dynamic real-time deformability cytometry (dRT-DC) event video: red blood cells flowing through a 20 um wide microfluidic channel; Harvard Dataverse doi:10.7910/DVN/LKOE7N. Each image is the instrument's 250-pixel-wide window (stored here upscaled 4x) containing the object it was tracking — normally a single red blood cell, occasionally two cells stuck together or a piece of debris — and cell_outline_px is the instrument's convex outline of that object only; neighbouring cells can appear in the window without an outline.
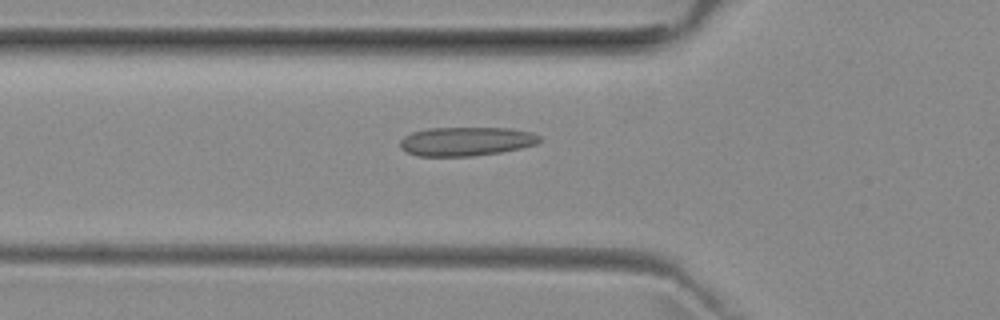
{"species": "common noctule bat (a hibernating species)", "species_latin": "Nyctalus noctula", "temperature_condition": "room temperature", "stored_images_in_passage": 51, "camera_frame_rate_fps": 3000, "um_per_image_px": 0.085, "animal": {"sex": "female", "body_mass_g": 29.2, "forearm_length_mm": 56.3}, "frame": {"image": 1, "passage_image": 17, "time_ms": 5.333, "image_size_px": [1000, 320], "cell_outline_px": [[540, 140], [536, 144], [520, 148], [500, 152], [472, 156], [416, 156], [400, 148], [400, 140], [404, 136], [412, 132], [428, 128], [508, 128], [532, 132], [540, 136]], "centroid_in_image_um": [39.6, 12.01], "position_along_channel_um": 86.2, "area_um2": 23.47}}
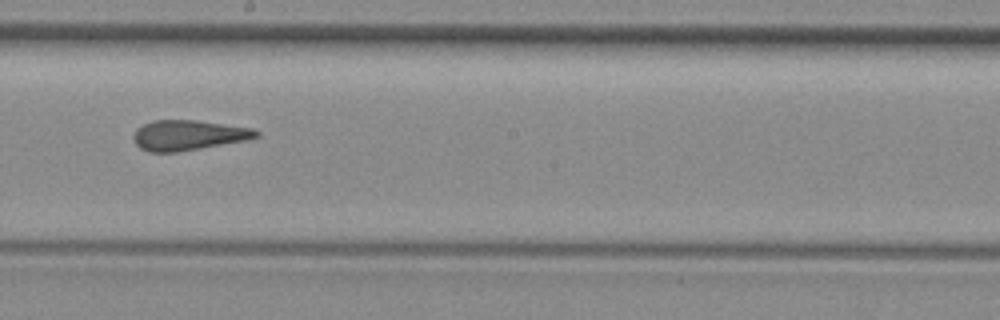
{"frame": {"image": 2, "passage_image": 28, "time_ms": 9.0, "image_size_px": [1000, 320], "cell_outline_px": [[260, 136], [244, 140], [200, 148], [176, 152], [148, 152], [140, 148], [136, 144], [132, 136], [136, 128], [152, 120], [196, 120], [252, 128], [260, 132]], "centroid_in_image_um": [15.96, 11.48], "position_along_channel_um": 232.2, "area_um2": 21.44}}
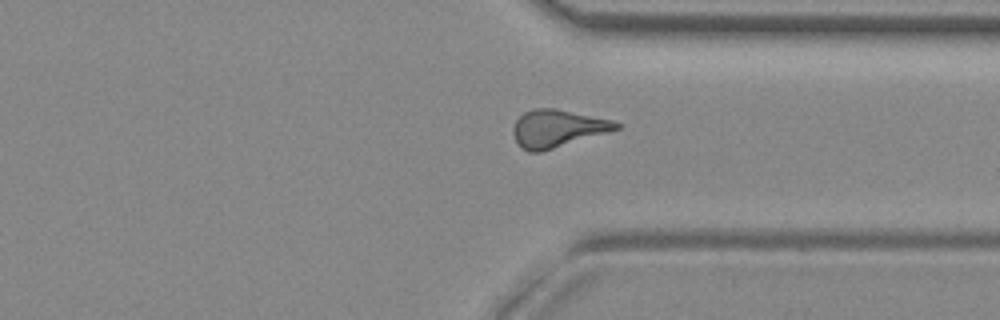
{"frame": {"image": 3, "passage_image": 38, "time_ms": 12.333, "image_size_px": [1000, 320], "cell_outline_px": [[620, 128], [540, 152], [528, 152], [520, 148], [516, 144], [512, 132], [512, 128], [516, 120], [524, 112], [536, 108], [556, 108], [612, 120], [620, 124]], "centroid_in_image_um": [47.31, 10.92], "position_along_channel_um": 364.1, "area_um2": 22.37}, "authors_computed_cell_mechanics": {"area_um2": 22.253, "velocity_mm_per_s": 3.9698, "shape_relaxation_time_tau1_ms": null, "shape_relaxation_time_tau2_ms": 2.2523, "deformation_change_tau1": null, "deformation_change_tau2": 0.1109}}